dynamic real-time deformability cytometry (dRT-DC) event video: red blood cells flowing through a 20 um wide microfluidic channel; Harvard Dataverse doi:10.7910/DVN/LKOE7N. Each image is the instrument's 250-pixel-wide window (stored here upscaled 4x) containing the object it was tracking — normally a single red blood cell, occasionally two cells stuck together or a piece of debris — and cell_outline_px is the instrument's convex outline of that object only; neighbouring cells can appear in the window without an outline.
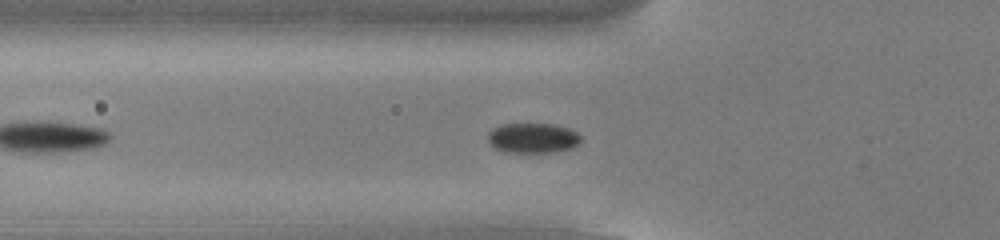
{"species": "common noctule bat (a hibernating species)", "species_latin": "Nyctalus noctula", "temperature_condition": "cold", "stored_images_in_passage": 43, "camera_frame_rate_fps": 3000, "um_per_image_px": 0.085, "animal": {"sex": "male", "body_mass_g": 13.0, "forearm_length_mm": 53.1}, "frame": {"image": 1, "passage_image": 8, "time_ms": 2.333, "image_size_px": [1000, 240], "cell_outline_px": [[580, 144], [572, 148], [556, 152], [504, 152], [496, 148], [488, 140], [488, 132], [492, 128], [504, 124], [552, 124], [568, 128], [576, 132], [580, 136]], "centroid_in_image_um": [45.3, 11.73], "position_along_channel_um": 80.5, "area_um2": 16.24}}
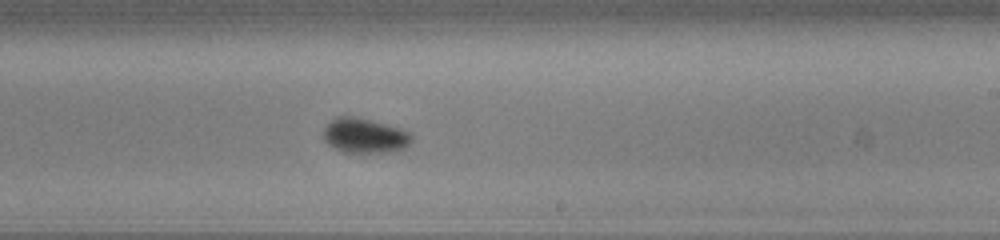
{"frame": {"image": 2, "passage_image": 22, "time_ms": 7.0, "image_size_px": [1000, 240], "cell_outline_px": [[412, 140], [404, 148], [396, 152], [344, 152], [332, 148], [324, 140], [324, 128], [336, 116], [352, 116], [372, 120], [400, 128], [408, 132], [412, 136]], "centroid_in_image_um": [30.99, 11.53], "position_along_channel_um": 258.0, "area_um2": 17.92}}
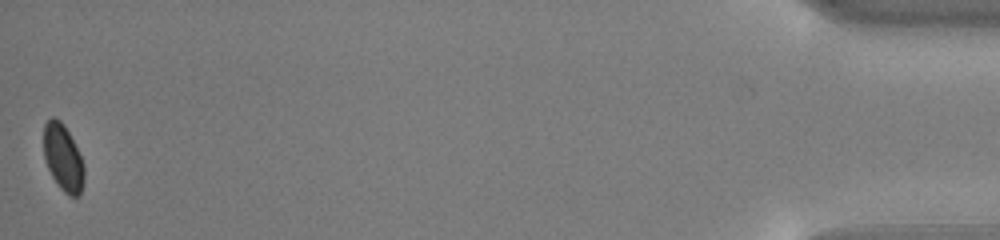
{"frame": {"image": 3, "passage_image": 43, "time_ms": 14.0, "image_size_px": [1000, 240], "cell_outline_px": [[84, 180], [80, 196], [68, 196], [60, 188], [52, 176], [48, 168], [44, 156], [44, 124], [52, 116], [60, 120], [64, 124], [84, 164]], "centroid_in_image_um": [5.36, 13.42], "position_along_channel_um": 429.8, "area_um2": 15.61}, "authors_computed_cell_mechanics": {"area_um2": 16.9932, "velocity_mm_per_s": 3.8082, "shape_relaxation_time_tau1_ms": 2.5518, "shape_relaxation_time_tau2_ms": null, "deformation_change_tau1": 0.081, "deformation_change_tau2": null}}